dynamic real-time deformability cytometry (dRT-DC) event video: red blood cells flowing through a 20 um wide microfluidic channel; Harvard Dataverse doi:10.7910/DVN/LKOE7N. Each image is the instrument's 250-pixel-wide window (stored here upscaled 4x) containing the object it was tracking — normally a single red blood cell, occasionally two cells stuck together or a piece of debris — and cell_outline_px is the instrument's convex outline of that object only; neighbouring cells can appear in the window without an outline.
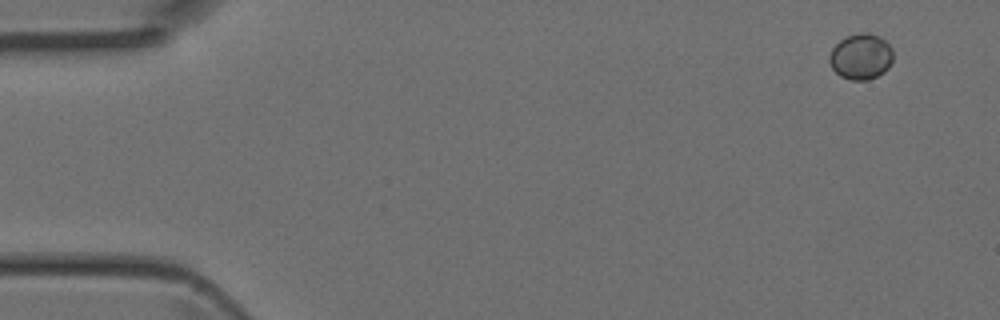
{"species": "Egyptian fruit bat (a non-hibernating species)", "species_latin": "Rousettus aegyptiacus", "temperature_condition": "room temperature", "stored_images_in_passage": 4, "camera_frame_rate_fps": 3000, "um_per_image_px": 0.085, "animal": {"sex": "female"}, "frame": {"image": 1, "passage_image": 1, "time_ms": 0.0, "image_size_px": [1000, 320], "cell_outline_px": [[892, 60], [888, 68], [884, 72], [868, 80], [852, 80], [840, 76], [832, 68], [828, 60], [828, 56], [832, 48], [844, 36], [860, 32], [868, 32], [880, 36], [892, 48]], "centroid_in_image_um": [73.16, 4.79], "position_along_channel_um": 11.8, "area_um2": 17.17}}
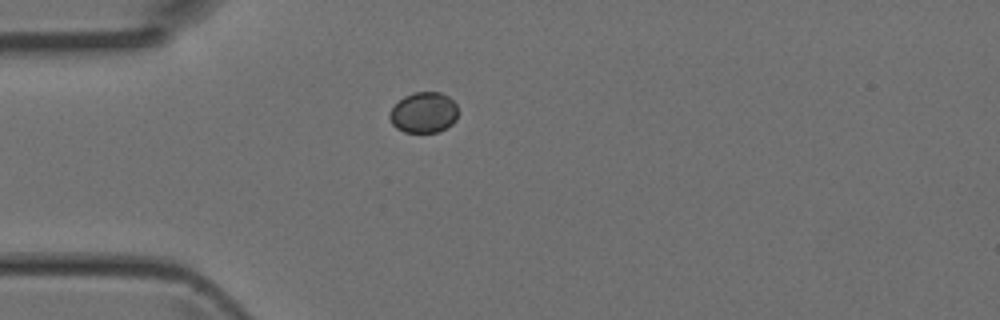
{"frame": {"image": 2, "passage_image": 4, "time_ms": 1.0, "image_size_px": [1000, 320], "cell_outline_px": [[456, 120], [452, 124], [436, 132], [404, 132], [396, 128], [392, 124], [388, 116], [392, 108], [404, 96], [412, 92], [440, 92], [448, 96], [456, 104]], "centroid_in_image_um": [35.99, 9.56], "position_along_channel_um": 49.0, "area_um2": 16.13}}